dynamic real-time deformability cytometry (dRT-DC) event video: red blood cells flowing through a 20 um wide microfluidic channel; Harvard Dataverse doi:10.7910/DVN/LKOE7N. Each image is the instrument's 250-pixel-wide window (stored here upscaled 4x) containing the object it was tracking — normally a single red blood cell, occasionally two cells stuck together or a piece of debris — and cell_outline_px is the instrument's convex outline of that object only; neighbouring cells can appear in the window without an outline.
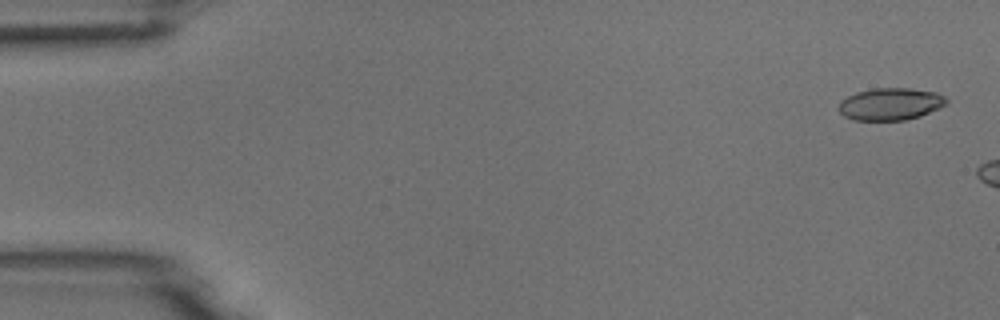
{"species": "common noctule bat (a hibernating species)", "species_latin": "Nyctalus noctula", "temperature_condition": "room temperature", "stored_images_in_passage": 12, "camera_frame_rate_fps": 3000, "um_per_image_px": 0.085, "animal": {"sex": "male", "body_mass_g": 18.8}, "frame": {"image": 1, "passage_image": 2, "time_ms": 0.333, "image_size_px": [1000, 320], "cell_outline_px": [[948, 104], [940, 108], [920, 116], [904, 120], [852, 120], [844, 116], [836, 108], [840, 100], [856, 92], [872, 88], [908, 88], [936, 92], [944, 96], [948, 100]], "centroid_in_image_um": [75.67, 8.84], "position_along_channel_um": 9.3, "area_um2": 20.46}}